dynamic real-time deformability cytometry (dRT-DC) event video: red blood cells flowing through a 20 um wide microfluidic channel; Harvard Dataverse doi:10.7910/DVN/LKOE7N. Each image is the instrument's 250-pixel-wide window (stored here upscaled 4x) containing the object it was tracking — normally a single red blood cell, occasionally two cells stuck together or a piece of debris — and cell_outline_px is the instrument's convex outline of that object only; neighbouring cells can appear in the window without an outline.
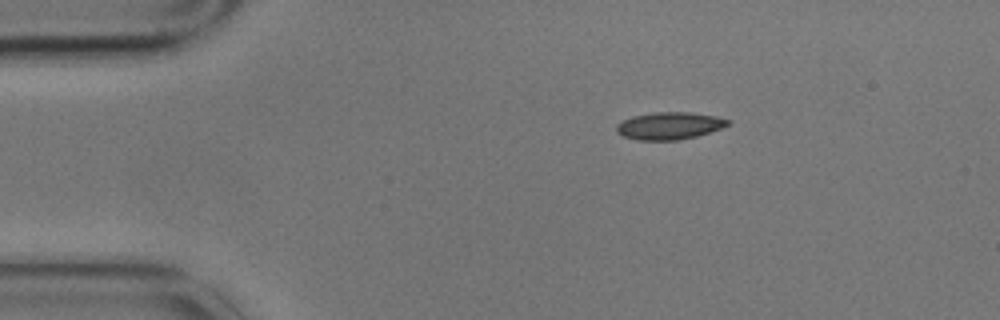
{"species": "common noctule bat (a hibernating species)", "species_latin": "Nyctalus noctula", "temperature_condition": "cold", "stored_images_in_passage": 5, "camera_frame_rate_fps": 3000, "um_per_image_px": 0.085, "animal": {"sex": "male", "body_mass_g": 17.9}, "frame": {"image": 1, "passage_image": 1, "time_ms": 0.0, "image_size_px": [1000, 320], "cell_outline_px": [[732, 120], [728, 124], [720, 128], [696, 136], [676, 140], [636, 140], [624, 136], [616, 132], [616, 124], [632, 116], [656, 112], [692, 112], [716, 116]], "centroid_in_image_um": [56.88, 10.68], "position_along_channel_um": 28.1, "area_um2": 17.63}}
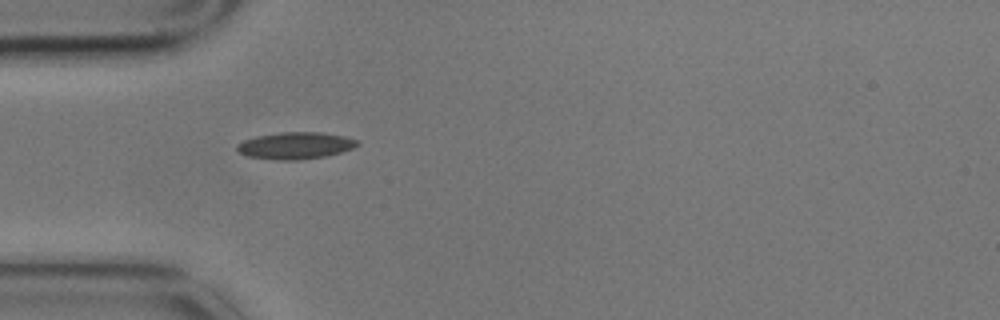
{"frame": {"image": 2, "passage_image": 3, "time_ms": 0.667, "image_size_px": [1000, 320], "cell_outline_px": [[360, 144], [352, 148], [340, 152], [324, 156], [296, 160], [276, 160], [248, 156], [240, 152], [236, 148], [236, 144], [244, 140], [256, 136], [280, 132], [320, 132], [344, 136], [356, 140]], "centroid_in_image_um": [25.08, 12.37], "position_along_channel_um": 59.9, "area_um2": 18.67}}